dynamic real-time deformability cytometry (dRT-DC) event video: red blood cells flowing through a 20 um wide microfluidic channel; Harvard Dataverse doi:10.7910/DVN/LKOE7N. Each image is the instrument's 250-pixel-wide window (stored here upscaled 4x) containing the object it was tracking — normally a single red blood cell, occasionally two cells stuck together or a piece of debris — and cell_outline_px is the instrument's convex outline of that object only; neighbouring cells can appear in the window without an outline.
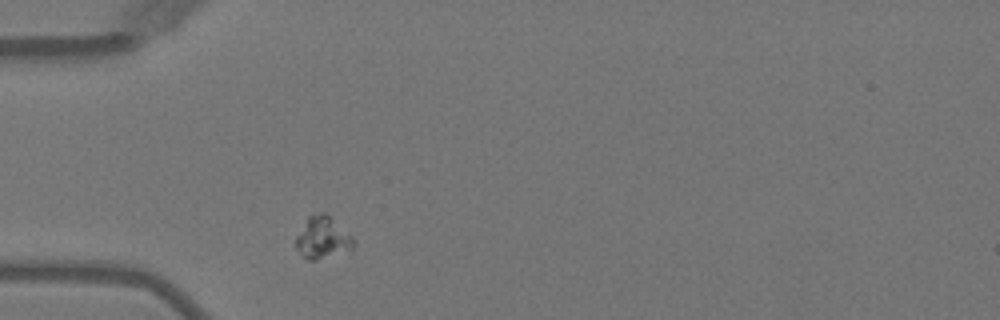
{"species": "Egyptian fruit bat (a non-hibernating species)", "species_latin": "Rousettus aegyptiacus", "temperature_condition": "warm", "stored_images_in_passage": 1, "camera_frame_rate_fps": 3000, "um_per_image_px": 0.085, "animal": {"sex": "female"}, "frame": {"image": 1, "passage_image": 1, "time_ms": 0.0, "image_size_px": [1000, 320], "cell_outline_px": [[352, 252], [316, 260], [308, 260], [300, 256], [296, 248], [296, 236], [308, 216], [320, 212], [324, 212], [352, 236]], "centroid_in_image_um": [27.4, 20.25], "position_along_channel_um": 57.6, "area_um2": 14.22}}